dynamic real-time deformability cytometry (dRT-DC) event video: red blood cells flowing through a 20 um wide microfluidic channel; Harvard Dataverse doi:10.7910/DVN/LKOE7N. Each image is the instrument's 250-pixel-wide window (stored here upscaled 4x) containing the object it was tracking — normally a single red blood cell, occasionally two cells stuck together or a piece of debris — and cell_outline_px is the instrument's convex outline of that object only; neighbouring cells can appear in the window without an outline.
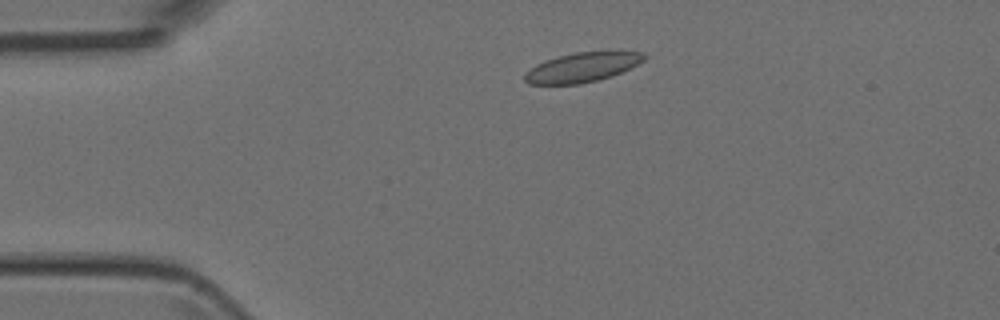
{"species": "Egyptian fruit bat (a non-hibernating species)", "species_latin": "Rousettus aegyptiacus", "temperature_condition": "room temperature", "stored_images_in_passage": 46, "camera_frame_rate_fps": 3000, "um_per_image_px": 0.085, "animal": {"sex": "female"}, "frame": {"image": 1, "passage_image": 6, "time_ms": 1.667, "image_size_px": [1000, 320], "cell_outline_px": [[648, 56], [644, 60], [612, 76], [580, 84], [528, 84], [524, 80], [524, 72], [536, 64], [544, 60], [556, 56], [576, 52], [644, 52]], "centroid_in_image_um": [49.42, 5.72], "position_along_channel_um": 35.6, "area_um2": 20.4}}
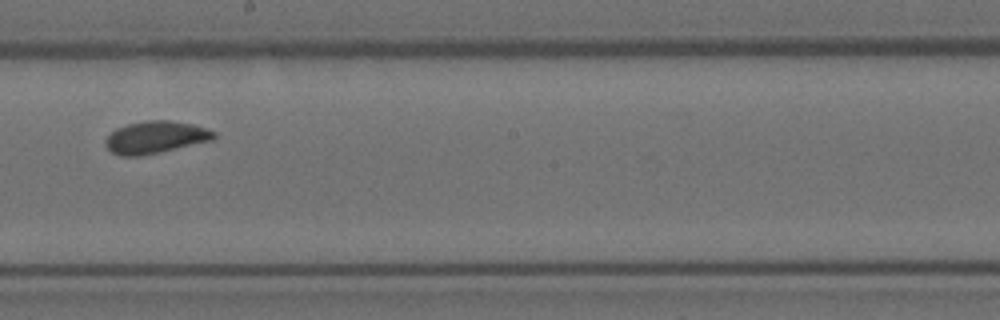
{"frame": {"image": 2, "passage_image": 24, "time_ms": 7.667, "image_size_px": [1000, 320], "cell_outline_px": [[216, 136], [212, 140], [140, 156], [120, 156], [112, 152], [104, 144], [104, 140], [116, 128], [128, 124], [144, 120], [168, 120], [192, 124], [216, 132]], "centroid_in_image_um": [13.18, 11.66], "position_along_channel_um": 235.0, "area_um2": 20.17}}
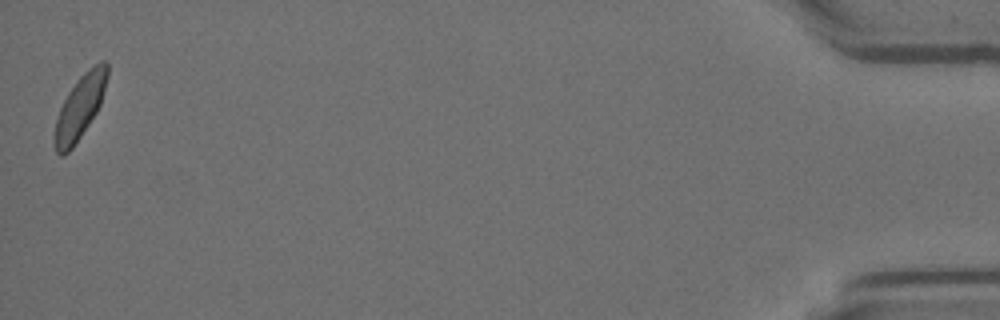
{"frame": {"image": 3, "passage_image": 46, "time_ms": 15.0, "image_size_px": [1000, 320], "cell_outline_px": [[108, 76], [100, 104], [96, 112], [72, 148], [64, 156], [60, 156], [56, 152], [56, 120], [60, 108], [68, 92], [80, 76], [88, 68], [100, 60], [104, 60], [108, 64]], "centroid_in_image_um": [6.82, 9.04], "position_along_channel_um": 428.4, "area_um2": 19.02}}